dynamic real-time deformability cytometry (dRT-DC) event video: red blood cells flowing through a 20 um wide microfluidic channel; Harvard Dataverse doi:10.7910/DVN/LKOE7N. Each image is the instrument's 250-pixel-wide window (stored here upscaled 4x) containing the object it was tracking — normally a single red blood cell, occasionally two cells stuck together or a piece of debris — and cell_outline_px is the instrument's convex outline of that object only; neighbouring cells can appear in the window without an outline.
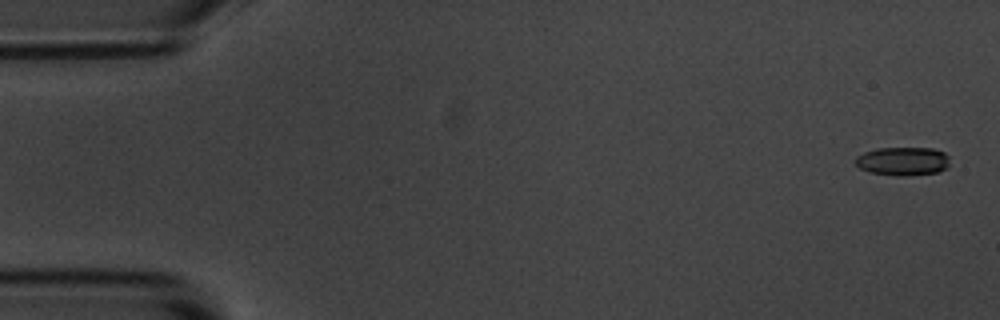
{"species": "common noctule bat (a hibernating species)", "species_latin": "Nyctalus noctula", "temperature_condition": "room temperature", "stored_images_in_passage": 5, "camera_frame_rate_fps": 3000, "um_per_image_px": 0.085, "animal": {"sex": "male", "body_mass_g": 20.1, "forearm_length_mm": 53.5}, "frame": {"image": 1, "passage_image": 1, "time_ms": 0.0, "image_size_px": [1000, 320], "cell_outline_px": [[948, 168], [936, 172], [908, 176], [896, 176], [872, 172], [860, 168], [856, 164], [856, 156], [864, 152], [876, 148], [932, 148], [944, 152], [948, 156]], "centroid_in_image_um": [76.75, 13.7], "position_along_channel_um": 8.3, "area_um2": 15.66}}
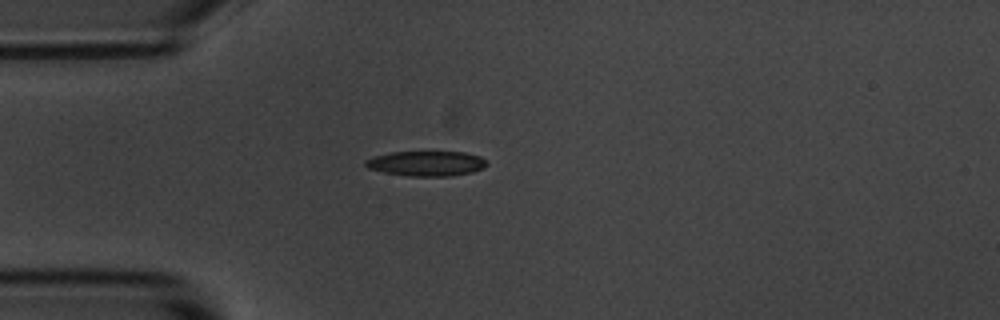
{"frame": {"image": 2, "passage_image": 4, "time_ms": 4.333, "image_size_px": [1000, 320], "cell_outline_px": [[488, 164], [472, 172], [452, 176], [412, 176], [384, 172], [368, 168], [364, 164], [364, 160], [376, 156], [392, 152], [464, 152], [480, 156]], "centroid_in_image_um": [36.23, 13.89], "position_along_channel_um": 48.8, "area_um2": 17.46}}